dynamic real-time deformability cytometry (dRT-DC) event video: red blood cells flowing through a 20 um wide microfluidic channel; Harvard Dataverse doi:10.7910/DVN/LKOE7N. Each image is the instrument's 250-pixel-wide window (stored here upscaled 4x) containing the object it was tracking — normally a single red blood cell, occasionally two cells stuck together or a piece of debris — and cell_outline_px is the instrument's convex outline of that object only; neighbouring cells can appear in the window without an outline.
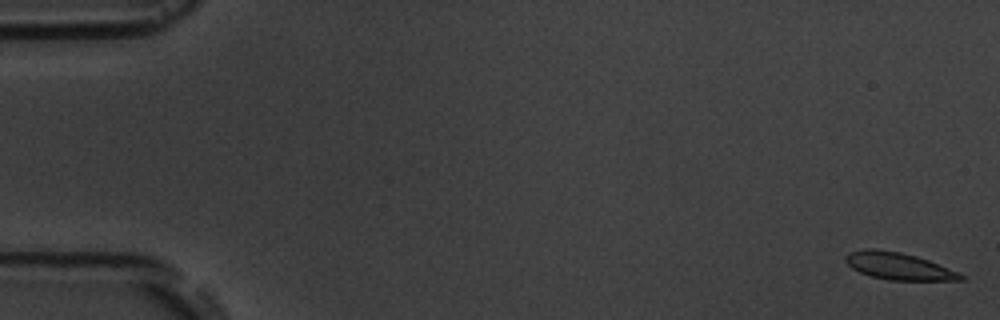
{"species": "common noctule bat (a hibernating species)", "species_latin": "Nyctalus noctula", "temperature_condition": "room temperature", "stored_images_in_passage": 5, "camera_frame_rate_fps": 3000, "um_per_image_px": 0.085, "animal": {"sex": "male", "body_mass_g": 19.5, "forearm_length_mm": 54.6}, "frame": {"image": 1, "passage_image": 1, "time_ms": 0.0, "image_size_px": [1000, 320], "cell_outline_px": [[964, 280], [888, 280], [872, 276], [860, 272], [852, 268], [844, 260], [844, 256], [848, 252], [864, 248], [876, 248], [900, 252], [916, 256], [928, 260], [960, 272], [964, 276]], "centroid_in_image_um": [76.35, 22.6], "position_along_channel_um": 8.6, "area_um2": 18.26}}
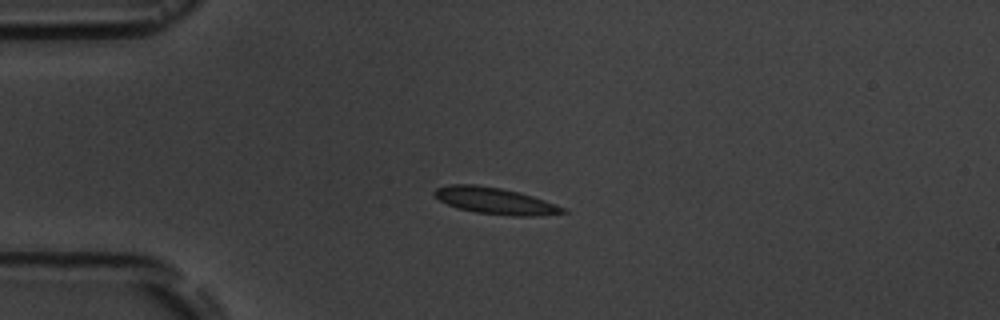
{"frame": {"image": 2, "passage_image": 4, "time_ms": 4.333, "image_size_px": [1000, 320], "cell_outline_px": [[568, 212], [540, 216], [512, 216], [476, 212], [456, 208], [440, 200], [432, 192], [436, 188], [448, 184], [476, 184], [500, 188], [532, 196], [568, 208]], "centroid_in_image_um": [42.1, 17.08], "position_along_channel_um": 42.9, "area_um2": 19.88}}